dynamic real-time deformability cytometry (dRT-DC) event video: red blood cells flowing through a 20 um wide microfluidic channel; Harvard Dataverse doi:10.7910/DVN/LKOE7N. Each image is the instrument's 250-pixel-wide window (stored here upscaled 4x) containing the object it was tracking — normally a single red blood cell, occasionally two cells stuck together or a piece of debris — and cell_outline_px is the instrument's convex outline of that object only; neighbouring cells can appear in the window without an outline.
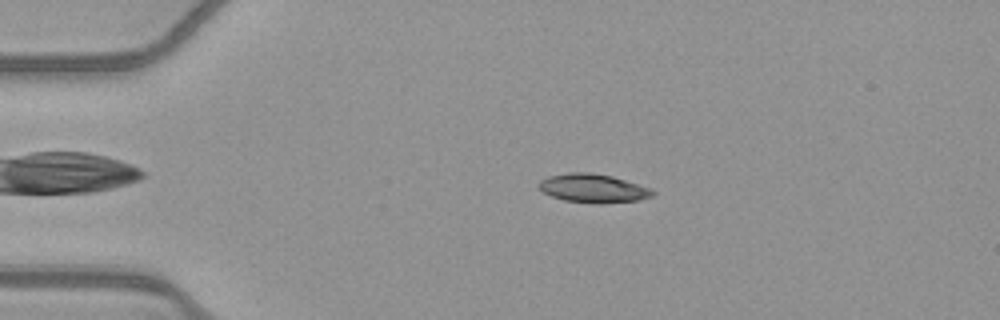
{"species": "common noctule bat (a hibernating species)", "species_latin": "Nyctalus noctula", "temperature_condition": "warm", "stored_images_in_passage": 52, "camera_frame_rate_fps": 3000, "um_per_image_px": 0.085, "animal": {"sex": "female", "body_mass_g": 21.9}, "frame": {"image": 1, "passage_image": 11, "time_ms": 3.333, "image_size_px": [1000, 320], "cell_outline_px": [[656, 192], [652, 196], [640, 200], [564, 200], [552, 196], [544, 192], [536, 184], [540, 180], [548, 176], [568, 172], [592, 172], [612, 176], [652, 188]], "centroid_in_image_um": [50.39, 15.93], "position_along_channel_um": 34.6, "area_um2": 18.09}}
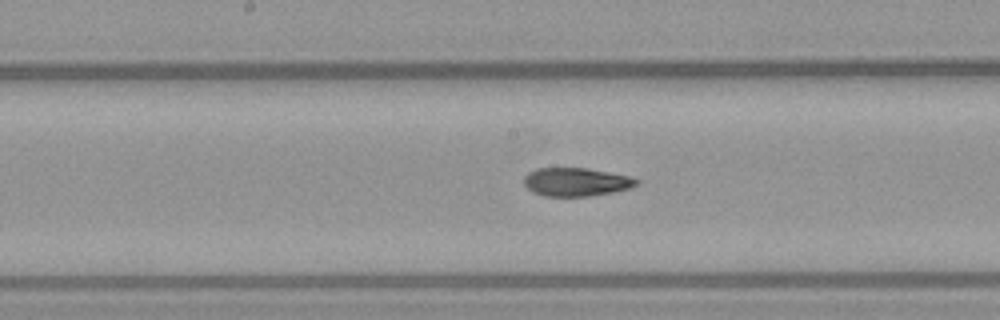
{"frame": {"image": 2, "passage_image": 27, "time_ms": 8.667, "image_size_px": [1000, 320], "cell_outline_px": [[640, 184], [632, 188], [612, 192], [588, 196], [544, 196], [532, 192], [524, 184], [524, 176], [528, 172], [536, 168], [588, 168], [628, 176], [640, 180]], "centroid_in_image_um": [48.98, 15.46], "position_along_channel_um": 199.2, "area_um2": 18.73}}
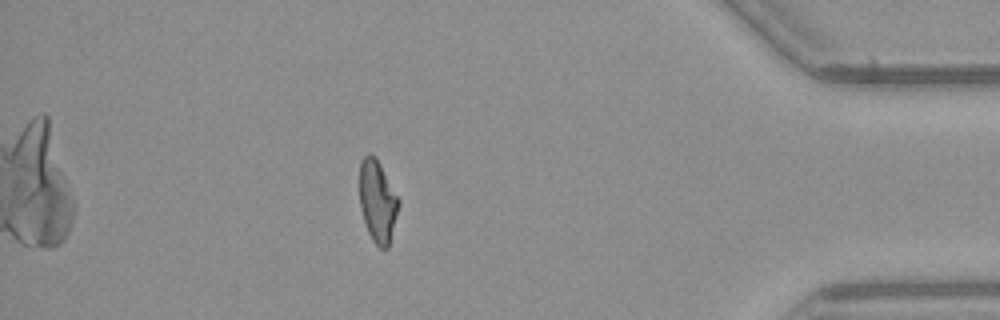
{"frame": {"image": 3, "passage_image": 46, "time_ms": 15.0, "image_size_px": [1000, 320], "cell_outline_px": [[400, 204], [388, 248], [380, 248], [372, 240], [368, 232], [360, 208], [360, 160], [368, 152], [372, 152], [376, 156], [400, 200]], "centroid_in_image_um": [32.09, 17.07], "position_along_channel_um": 403.1, "area_um2": 18.84}, "authors_computed_cell_mechanics": {"area_um2": 19.0162, "velocity_mm_per_s": 3.9046, "shape_relaxation_time_tau1_ms": null, "shape_relaxation_time_tau2_ms": 2.4348, "deformation_change_tau1": null, "deformation_change_tau2": 0.0878}}